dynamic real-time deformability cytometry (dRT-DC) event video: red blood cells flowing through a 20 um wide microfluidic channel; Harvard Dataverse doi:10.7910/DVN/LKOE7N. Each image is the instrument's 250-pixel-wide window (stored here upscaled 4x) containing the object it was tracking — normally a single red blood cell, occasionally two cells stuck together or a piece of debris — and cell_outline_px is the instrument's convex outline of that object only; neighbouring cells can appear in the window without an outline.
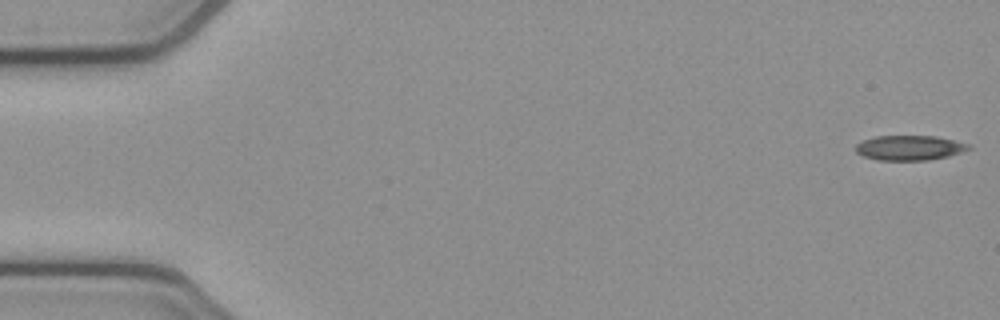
{"species": "common noctule bat (a hibernating species)", "species_latin": "Nyctalus noctula", "temperature_condition": "cold", "stored_images_in_passage": 5, "camera_frame_rate_fps": 3000, "um_per_image_px": 0.085, "animal": {"sex": "female", "body_mass_g": 21.9}, "frame": {"image": 1, "passage_image": 1, "time_ms": 0.0, "image_size_px": [1000, 320], "cell_outline_px": [[972, 148], [948, 156], [928, 160], [876, 160], [864, 156], [856, 152], [856, 144], [864, 140], [876, 136], [936, 136], [972, 144]], "centroid_in_image_um": [77.33, 12.56], "position_along_channel_um": 7.7, "area_um2": 16.36}}
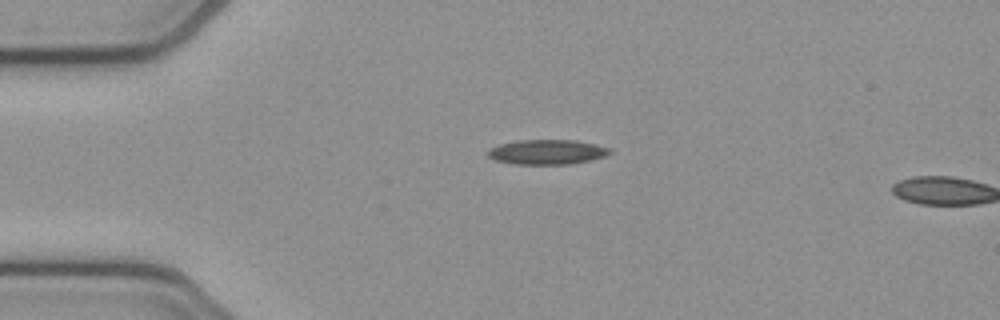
{"frame": {"image": 2, "passage_image": 4, "time_ms": 1.0, "image_size_px": [1000, 320], "cell_outline_px": [[612, 152], [604, 156], [592, 160], [572, 164], [512, 164], [496, 160], [488, 156], [488, 148], [500, 144], [520, 140], [576, 140], [596, 144], [608, 148]], "centroid_in_image_um": [46.5, 12.92], "position_along_channel_um": 38.5, "area_um2": 17.63}}